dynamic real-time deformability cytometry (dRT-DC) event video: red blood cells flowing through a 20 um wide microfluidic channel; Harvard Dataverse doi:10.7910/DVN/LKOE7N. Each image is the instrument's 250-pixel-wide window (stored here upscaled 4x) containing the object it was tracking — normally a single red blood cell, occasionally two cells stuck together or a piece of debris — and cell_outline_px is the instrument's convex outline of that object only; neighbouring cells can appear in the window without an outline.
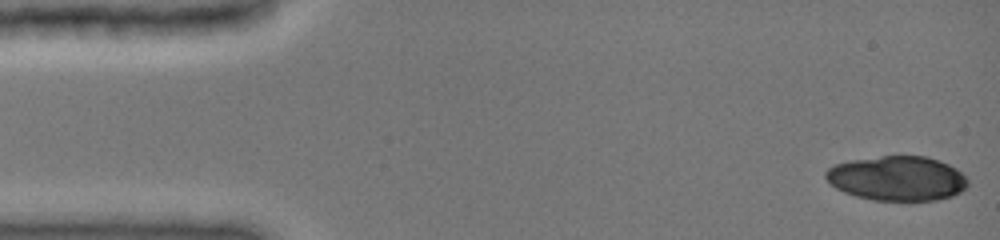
{"species": "common noctule bat (a hibernating species)", "species_latin": "Nyctalus noctula", "temperature_condition": "cold", "stored_images_in_passage": 45, "camera_frame_rate_fps": 3000, "um_per_image_px": 0.085, "animal": {"sex": "female", "body_mass_g": 19.0, "forearm_length_mm": 51.5}, "frame": {"image": 1, "passage_image": 1, "time_ms": 0.0, "image_size_px": [1000, 240], "cell_outline_px": [[968, 184], [960, 192], [952, 196], [936, 200], [872, 200], [856, 196], [844, 192], [836, 188], [824, 176], [824, 172], [828, 168], [836, 164], [852, 160], [880, 156], [928, 156], [940, 160], [956, 168], [968, 180]], "centroid_in_image_um": [76.26, 15.15], "position_along_channel_um": 8.7, "area_um2": 36.88}, "authors_computed_cell_mechanics": {"area_um2": 22.1374, "velocity_mm_per_s": 4.0077, "shape_relaxation_time_tau1_ms": 1.1607, "shape_relaxation_time_tau2_ms": 1.7107, "deformation_change_tau1": 0.3108, "deformation_change_tau2": 0.0534}}